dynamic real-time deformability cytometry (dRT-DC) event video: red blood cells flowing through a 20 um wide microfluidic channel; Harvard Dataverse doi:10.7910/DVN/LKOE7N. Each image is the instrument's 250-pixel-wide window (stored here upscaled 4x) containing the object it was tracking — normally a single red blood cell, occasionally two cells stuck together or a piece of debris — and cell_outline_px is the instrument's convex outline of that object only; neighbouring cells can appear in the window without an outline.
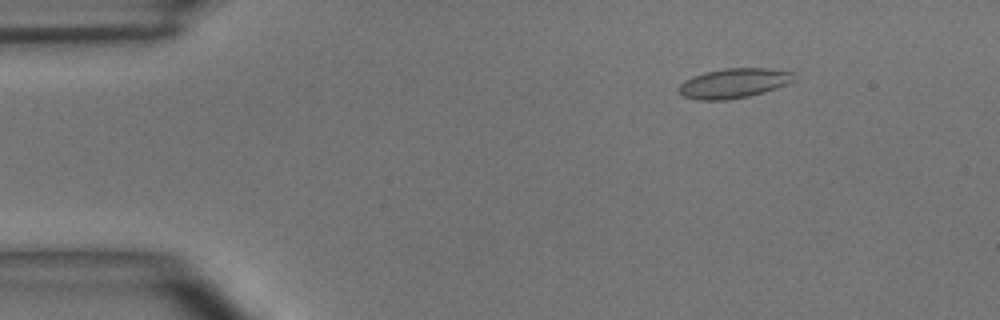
{"species": "common noctule bat (a hibernating species)", "species_latin": "Nyctalus noctula", "temperature_condition": "room temperature", "stored_images_in_passage": 50, "camera_frame_rate_fps": 3000, "um_per_image_px": 0.085, "animal": {"sex": "male", "body_mass_g": 15.6}, "frame": {"image": 1, "passage_image": 7, "time_ms": 2.0, "image_size_px": [1000, 320], "cell_outline_px": [[796, 80], [776, 88], [764, 92], [748, 96], [728, 100], [700, 100], [684, 96], [676, 92], [676, 88], [684, 80], [692, 76], [704, 72], [724, 68], [768, 68], [792, 72]], "centroid_in_image_um": [62.32, 7.07], "position_along_channel_um": 22.7, "area_um2": 20.11}}
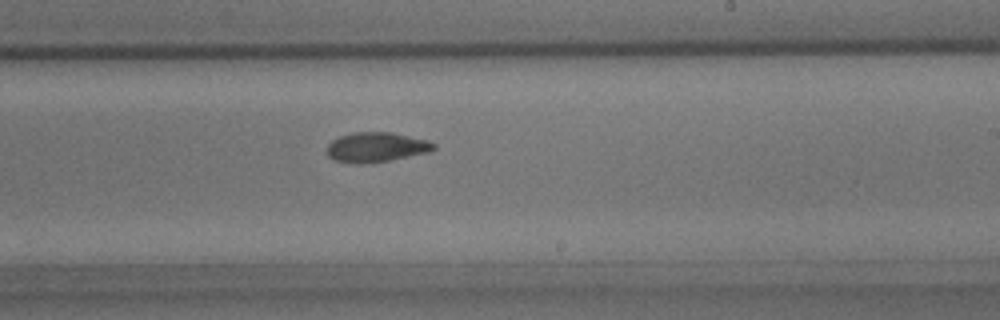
{"frame": {"image": 2, "passage_image": 30, "time_ms": 9.667, "image_size_px": [1000, 320], "cell_outline_px": [[436, 148], [428, 152], [388, 160], [356, 164], [336, 160], [328, 156], [328, 144], [332, 140], [340, 136], [352, 132], [392, 132], [428, 140], [436, 144]], "centroid_in_image_um": [31.99, 12.49], "position_along_channel_um": 257.0, "area_um2": 18.32}}
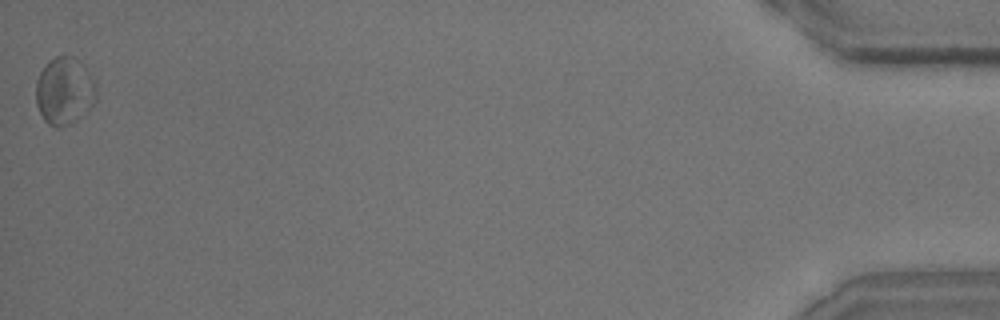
{"frame": {"image": 3, "passage_image": 50, "time_ms": 16.333, "image_size_px": [1000, 320], "cell_outline_px": [[96, 100], [76, 120], [68, 124], [56, 128], [48, 124], [44, 120], [36, 104], [36, 80], [44, 64], [48, 60], [56, 56], [76, 56], [84, 64], [96, 80]], "centroid_in_image_um": [5.48, 7.68], "position_along_channel_um": 429.7, "area_um2": 24.04}, "authors_computed_cell_mechanics": {"area_um2": 18.8717, "velocity_mm_per_s": 3.9779, "shape_relaxation_time_tau1_ms": 9.2514, "shape_relaxation_time_tau2_ms": 3.1651, "deformation_change_tau1": 0.1712, "deformation_change_tau2": 0.0596}}